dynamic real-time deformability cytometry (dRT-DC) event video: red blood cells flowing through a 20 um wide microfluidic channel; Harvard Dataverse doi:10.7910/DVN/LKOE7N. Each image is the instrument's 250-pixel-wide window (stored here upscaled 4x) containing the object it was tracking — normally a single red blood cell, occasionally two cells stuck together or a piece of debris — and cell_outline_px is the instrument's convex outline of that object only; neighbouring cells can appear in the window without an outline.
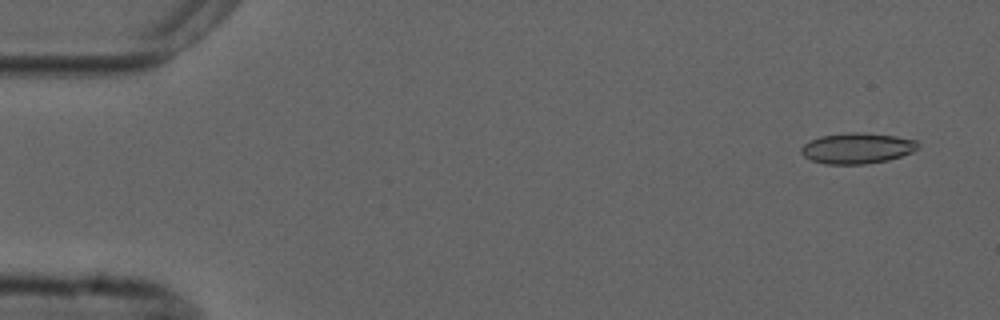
{"species": "common noctule bat (a hibernating species)", "species_latin": "Nyctalus noctula", "temperature_condition": "cold", "stored_images_in_passage": 6, "camera_frame_rate_fps": 3000, "um_per_image_px": 0.085, "animal": {"sex": "male", "forearm_length_mm": 52.5}, "frame": {"image": 1, "passage_image": 1, "time_ms": 0.0, "image_size_px": [1000, 320], "cell_outline_px": [[920, 148], [912, 152], [888, 160], [864, 164], [824, 164], [812, 160], [804, 156], [800, 152], [800, 148], [804, 144], [820, 136], [848, 132], [864, 132], [896, 136], [916, 140], [920, 144]], "centroid_in_image_um": [72.87, 12.59], "position_along_channel_um": 12.1, "area_um2": 21.04}}
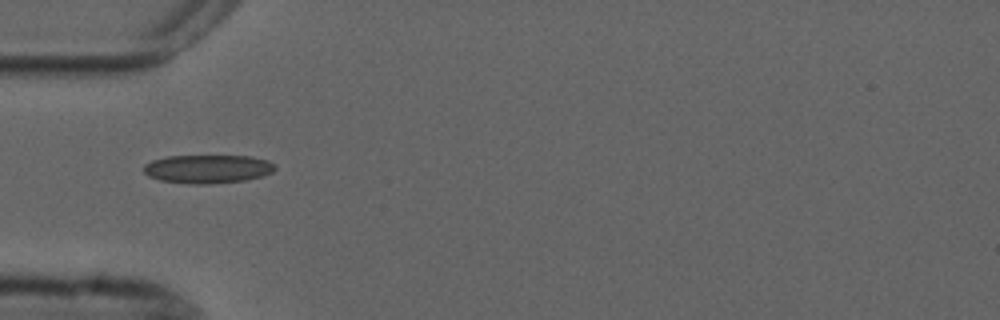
{"frame": {"image": 2, "passage_image": 5, "time_ms": 4.667, "image_size_px": [1000, 320], "cell_outline_px": [[276, 168], [272, 172], [260, 176], [244, 180], [208, 184], [192, 184], [160, 180], [148, 176], [144, 172], [144, 164], [152, 160], [168, 156], [252, 156], [268, 160], [276, 164]], "centroid_in_image_um": [17.66, 14.35], "position_along_channel_um": 67.3, "area_um2": 21.79}}
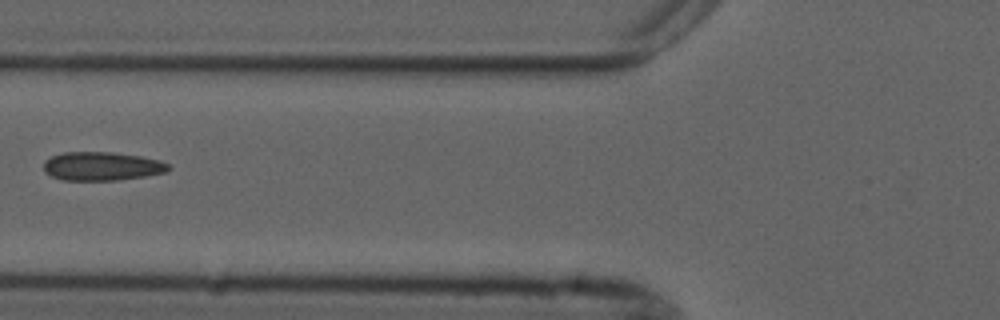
{"frame": {"image": 3, "passage_image": 6, "time_ms": 6.0, "image_size_px": [1000, 320], "cell_outline_px": [[172, 168], [168, 172], [144, 176], [116, 180], [64, 180], [52, 176], [44, 172], [44, 160], [52, 156], [64, 152], [112, 152], [140, 156], [160, 160], [168, 164]], "centroid_in_image_um": [8.67, 14.12], "position_along_channel_um": 117.1, "area_um2": 20.87}}